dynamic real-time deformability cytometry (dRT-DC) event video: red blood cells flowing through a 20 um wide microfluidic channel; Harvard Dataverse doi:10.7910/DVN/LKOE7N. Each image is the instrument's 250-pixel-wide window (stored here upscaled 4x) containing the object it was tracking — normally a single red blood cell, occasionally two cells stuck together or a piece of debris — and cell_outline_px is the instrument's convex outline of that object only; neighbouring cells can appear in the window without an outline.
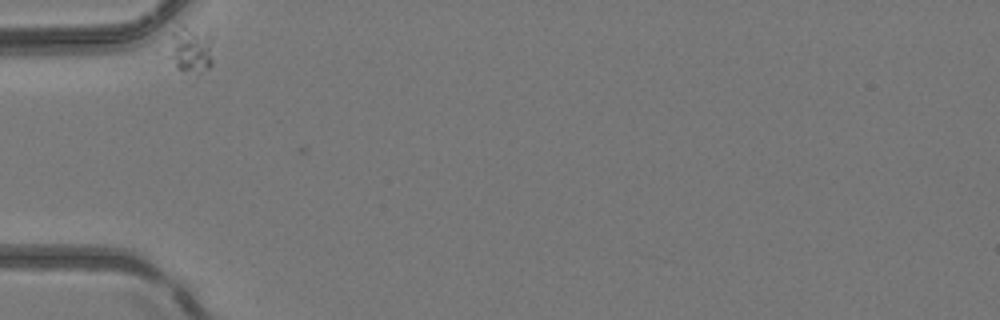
{"species": "common noctule bat (a hibernating species)", "species_latin": "Nyctalus noctula", "temperature_condition": "room temperature", "stored_images_in_passage": 2, "camera_frame_rate_fps": 3000, "um_per_image_px": 0.085, "animal": {"sex": "female", "body_mass_g": 24.6, "forearm_length_mm": 56.2}, "frame": {"image": 1, "passage_image": 1, "time_ms": 0.0, "image_size_px": [1000, 320], "cell_outline_px": [[212, 64], [208, 68], [200, 72], [176, 68], [164, 52], [172, 32], [184, 28], [188, 28], [212, 36]], "centroid_in_image_um": [16.15, 4.25], "position_along_channel_um": 68.9, "area_um2": 11.91}}